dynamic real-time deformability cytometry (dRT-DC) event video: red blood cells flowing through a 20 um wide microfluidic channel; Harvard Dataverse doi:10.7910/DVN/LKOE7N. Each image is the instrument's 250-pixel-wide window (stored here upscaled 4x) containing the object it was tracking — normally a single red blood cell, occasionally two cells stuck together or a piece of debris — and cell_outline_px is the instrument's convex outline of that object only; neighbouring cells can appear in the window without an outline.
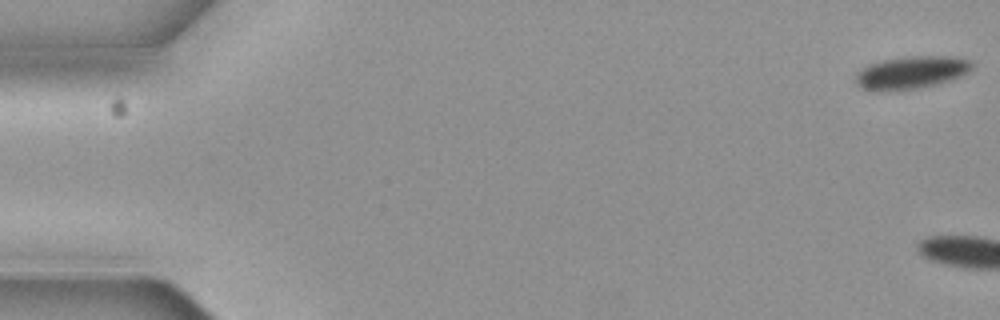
{"species": "common noctule bat (a hibernating species)", "species_latin": "Nyctalus noctula", "temperature_condition": "cold", "stored_images_in_passage": 7, "camera_frame_rate_fps": 3000, "um_per_image_px": 0.085, "animal": {"sex": "female", "body_mass_g": 19.3, "forearm_length_mm": 54.1}, "frame": {"image": 1, "passage_image": 1, "time_ms": 0.0, "image_size_px": [1000, 320], "cell_outline_px": [[972, 68], [968, 72], [952, 80], [920, 88], [876, 92], [864, 88], [856, 84], [856, 76], [868, 64], [884, 60], [904, 56], [952, 56], [972, 60]], "centroid_in_image_um": [77.49, 6.16], "position_along_channel_um": 7.5, "area_um2": 22.2}}